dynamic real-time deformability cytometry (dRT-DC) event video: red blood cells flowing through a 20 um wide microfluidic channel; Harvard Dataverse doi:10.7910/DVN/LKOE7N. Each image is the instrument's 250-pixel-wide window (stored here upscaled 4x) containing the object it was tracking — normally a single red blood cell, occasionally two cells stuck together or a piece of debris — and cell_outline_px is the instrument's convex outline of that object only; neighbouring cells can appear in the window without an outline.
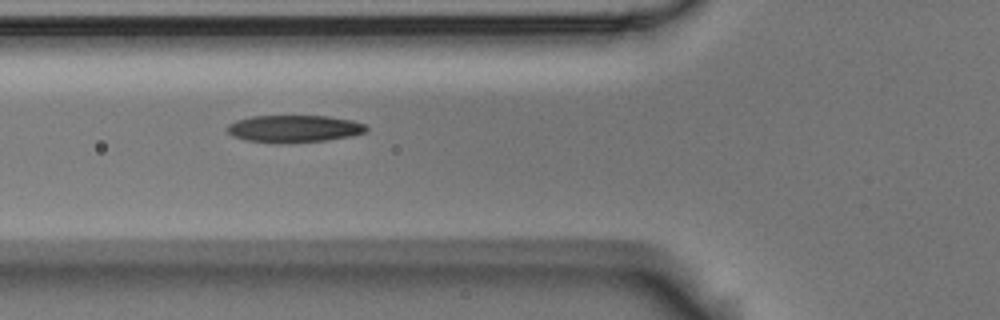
{"species": "Egyptian fruit bat (a non-hibernating species)", "species_latin": "Rousettus aegyptiacus", "temperature_condition": "room temperature", "stored_images_in_passage": 14, "camera_frame_rate_fps": 3000, "um_per_image_px": 0.085, "animal": {"sex": "male"}, "frame": {"image": 1, "passage_image": 5, "time_ms": 1.333, "image_size_px": [1000, 320], "cell_outline_px": [[368, 128], [364, 132], [352, 136], [328, 140], [244, 140], [232, 136], [228, 132], [228, 124], [236, 120], [252, 116], [328, 116], [352, 120], [364, 124]], "centroid_in_image_um": [25.02, 10.89], "position_along_channel_um": 100.8, "area_um2": 21.04}}
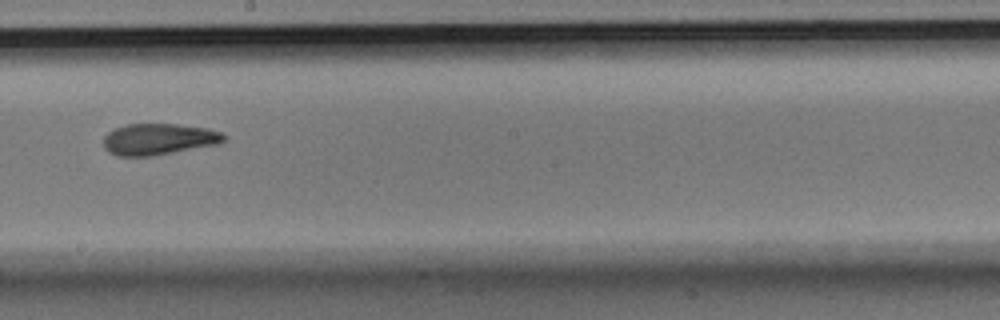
{"frame": {"image": 2, "passage_image": 8, "time_ms": 2.333, "image_size_px": [1000, 320], "cell_outline_px": [[228, 136], [220, 144], [152, 156], [116, 156], [108, 152], [104, 148], [104, 136], [108, 132], [116, 128], [128, 124], [176, 124], [208, 128], [220, 132]], "centroid_in_image_um": [13.5, 11.84], "position_along_channel_um": 234.7, "area_um2": 22.14}}
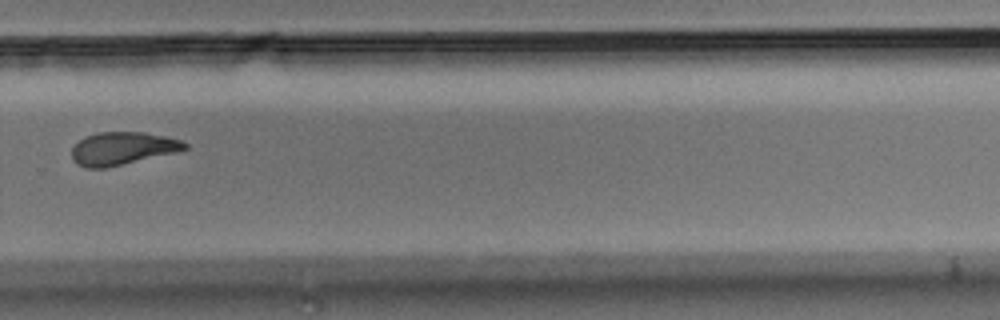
{"frame": {"image": 3, "passage_image": 10, "time_ms": 3.0, "image_size_px": [1000, 320], "cell_outline_px": [[188, 148], [180, 152], [104, 168], [84, 168], [76, 164], [72, 160], [72, 148], [80, 140], [96, 132], [144, 132], [164, 136], [180, 140], [188, 144]], "centroid_in_image_um": [10.43, 12.63], "position_along_channel_um": 319.4, "area_um2": 21.73}}